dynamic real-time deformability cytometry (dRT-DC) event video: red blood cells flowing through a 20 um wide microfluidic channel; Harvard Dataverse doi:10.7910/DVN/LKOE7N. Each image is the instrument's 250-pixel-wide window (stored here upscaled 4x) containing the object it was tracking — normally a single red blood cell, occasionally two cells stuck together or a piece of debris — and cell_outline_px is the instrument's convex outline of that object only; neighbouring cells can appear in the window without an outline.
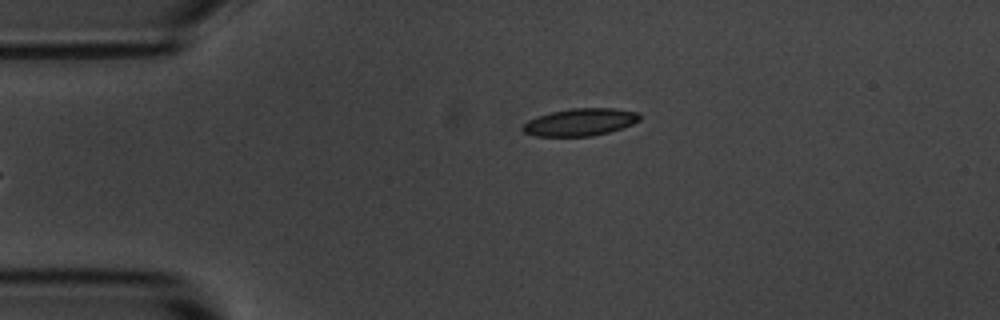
{"species": "common noctule bat (a hibernating species)", "species_latin": "Nyctalus noctula", "temperature_condition": "room temperature", "stored_images_in_passage": 4, "camera_frame_rate_fps": 3000, "um_per_image_px": 0.085, "animal": {"sex": "male", "body_mass_g": 20.1, "forearm_length_mm": 53.5}, "frame": {"image": 1, "passage_image": 4, "time_ms": 3.333, "image_size_px": [1000, 320], "cell_outline_px": [[640, 120], [632, 124], [608, 132], [592, 136], [536, 136], [524, 132], [520, 128], [528, 120], [536, 116], [552, 112], [572, 108], [612, 108], [636, 112], [640, 116]], "centroid_in_image_um": [49.28, 10.38], "position_along_channel_um": 35.7, "area_um2": 18.5}}